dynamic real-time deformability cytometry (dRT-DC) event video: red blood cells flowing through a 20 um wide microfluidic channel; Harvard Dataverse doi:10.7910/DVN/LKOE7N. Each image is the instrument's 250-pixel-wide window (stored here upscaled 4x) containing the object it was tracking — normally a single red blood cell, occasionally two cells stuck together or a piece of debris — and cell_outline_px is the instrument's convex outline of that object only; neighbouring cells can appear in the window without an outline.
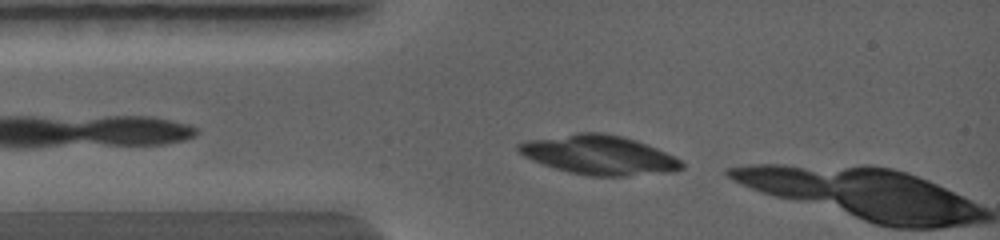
{"species": "common noctule bat (a hibernating species)", "species_latin": "Nyctalus noctula", "temperature_condition": "warm", "stored_images_in_passage": 6, "camera_frame_rate_fps": 5000, "um_per_image_px": 0.085, "animal": {"sex": "female", "body_mass_g": 19.0, "forearm_length_mm": 56.7}, "frame": {"image": 1, "passage_image": 4, "time_ms": 0.4, "image_size_px": [1000, 240], "cell_outline_px": [[684, 168], [672, 172], [628, 176], [584, 176], [552, 168], [540, 164], [524, 156], [516, 148], [520, 144], [572, 136], [616, 136], [652, 148], [684, 164]], "centroid_in_image_um": [50.94, 13.3], "position_along_channel_um": 34.1, "area_um2": 34.39}}